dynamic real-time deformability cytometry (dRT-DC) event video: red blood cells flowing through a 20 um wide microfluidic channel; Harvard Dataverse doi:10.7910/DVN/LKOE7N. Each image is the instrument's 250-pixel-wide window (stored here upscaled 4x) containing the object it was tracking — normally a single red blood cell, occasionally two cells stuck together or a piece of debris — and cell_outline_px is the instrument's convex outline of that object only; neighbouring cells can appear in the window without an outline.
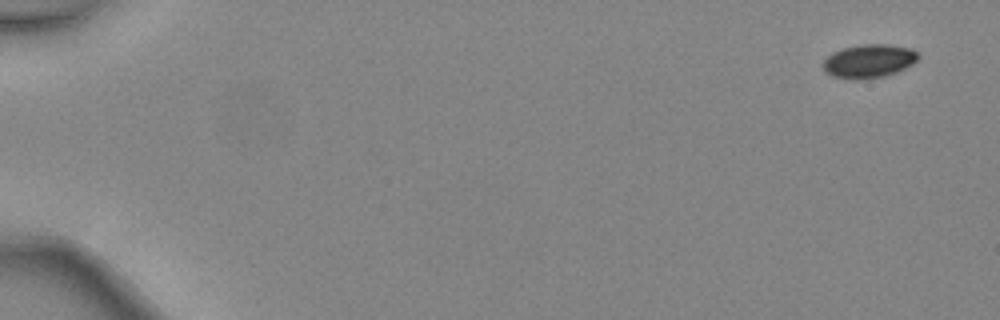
{"species": "common noctule bat (a hibernating species)", "species_latin": "Nyctalus noctula", "temperature_condition": "warm", "stored_images_in_passage": 5, "camera_frame_rate_fps": 3000, "um_per_image_px": 0.085, "animal": {"sex": "female", "body_mass_g": 24.6, "forearm_length_mm": 56.2}, "frame": {"image": 1, "passage_image": 1, "time_ms": 0.0, "image_size_px": [1000, 320], "cell_outline_px": [[920, 56], [912, 64], [896, 72], [884, 76], [832, 76], [824, 72], [824, 60], [832, 52], [844, 48], [860, 44], [884, 44], [912, 48]], "centroid_in_image_um": [73.89, 5.13], "position_along_channel_um": 11.1, "area_um2": 17.74}}
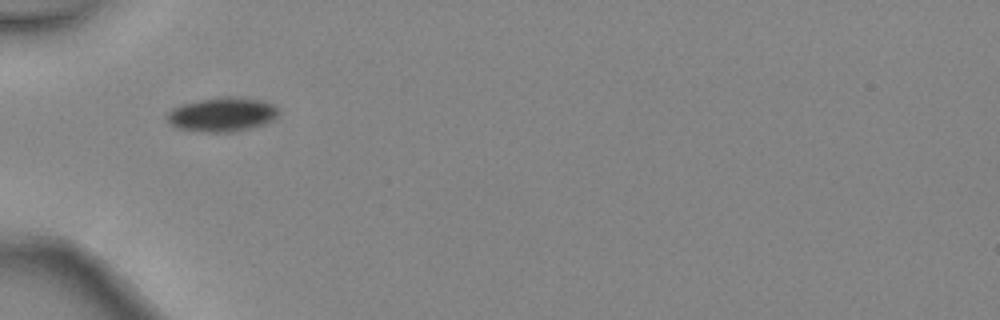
{"frame": {"image": 2, "passage_image": 4, "time_ms": 1.0, "image_size_px": [1000, 320], "cell_outline_px": [[276, 116], [272, 120], [264, 124], [248, 128], [228, 132], [196, 132], [176, 128], [168, 120], [168, 112], [172, 108], [180, 104], [200, 100], [228, 96], [256, 100], [272, 104], [276, 108]], "centroid_in_image_um": [18.81, 9.75], "position_along_channel_um": 66.2, "area_um2": 21.73}}
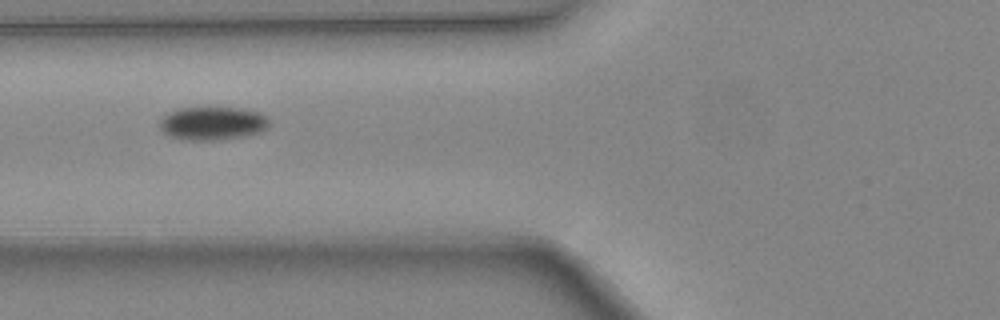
{"frame": {"image": 3, "passage_image": 5, "time_ms": 1.333, "image_size_px": [1000, 320], "cell_outline_px": [[268, 128], [260, 132], [244, 136], [220, 140], [188, 140], [168, 136], [160, 128], [160, 120], [168, 112], [180, 108], [240, 108], [260, 112], [268, 116]], "centroid_in_image_um": [18.08, 10.49], "position_along_channel_um": 107.7, "area_um2": 21.33}}